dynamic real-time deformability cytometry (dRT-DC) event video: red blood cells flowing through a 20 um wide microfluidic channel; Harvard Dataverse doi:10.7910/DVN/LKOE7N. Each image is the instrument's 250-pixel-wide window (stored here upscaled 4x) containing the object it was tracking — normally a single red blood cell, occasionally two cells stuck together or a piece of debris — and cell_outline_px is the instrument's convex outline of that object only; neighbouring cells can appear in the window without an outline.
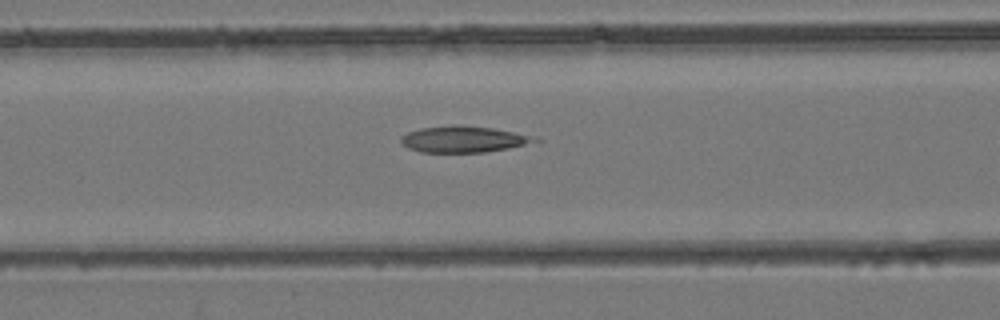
{"species": "common noctule bat (a hibernating species)", "species_latin": "Nyctalus noctula", "temperature_condition": "room temperature", "stored_images_in_passage": 45, "camera_frame_rate_fps": 3000, "um_per_image_px": 0.085, "animal": {"sex": "female", "body_mass_g": 24.6, "forearm_length_mm": 56.2}, "frame": {"image": 1, "passage_image": 19, "time_ms": 6.0, "image_size_px": [1000, 320], "cell_outline_px": [[544, 140], [540, 144], [484, 152], [420, 152], [408, 148], [400, 140], [400, 136], [408, 132], [420, 128], [448, 124], [460, 124], [492, 128], [536, 136]], "centroid_in_image_um": [39.54, 11.83], "position_along_channel_um": 127.1, "area_um2": 21.27}}
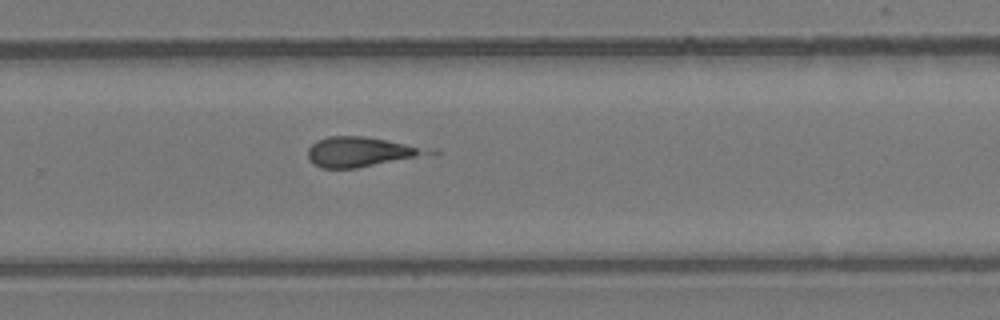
{"frame": {"image": 2, "passage_image": 30, "time_ms": 9.667, "image_size_px": [1000, 320], "cell_outline_px": [[440, 152], [436, 156], [356, 168], [320, 168], [312, 164], [308, 160], [308, 148], [316, 140], [328, 136], [364, 136], [436, 148]], "centroid_in_image_um": [30.88, 12.92], "position_along_channel_um": 298.9, "area_um2": 22.2}}
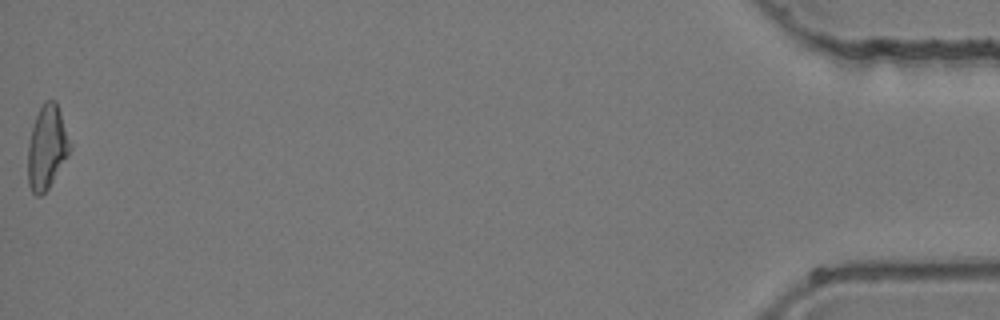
{"frame": {"image": 3, "passage_image": 45, "time_ms": 14.667, "image_size_px": [1000, 320], "cell_outline_px": [[72, 148], [68, 156], [48, 188], [40, 196], [36, 196], [32, 192], [28, 184], [28, 144], [32, 128], [36, 116], [44, 100], [56, 100], [72, 144]], "centroid_in_image_um": [4.0, 12.51], "position_along_channel_um": 431.2, "area_um2": 20.58}}